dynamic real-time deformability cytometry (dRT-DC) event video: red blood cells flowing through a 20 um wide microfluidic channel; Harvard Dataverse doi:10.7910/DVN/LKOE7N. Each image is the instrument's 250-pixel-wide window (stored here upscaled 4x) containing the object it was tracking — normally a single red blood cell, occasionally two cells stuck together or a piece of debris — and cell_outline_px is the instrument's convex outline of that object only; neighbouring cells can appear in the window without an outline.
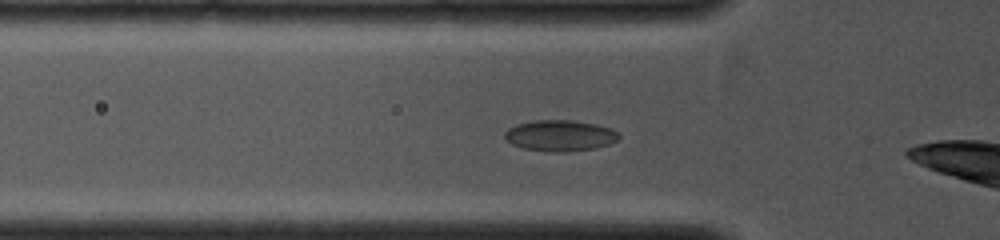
{"species": "common noctule bat (a hibernating species)", "species_latin": "Nyctalus noctula", "temperature_condition": "cold", "stored_images_in_passage": 30, "camera_frame_rate_fps": 4000, "um_per_image_px": 0.085, "animal": {"sex": "female", "body_mass_g": 19.0, "forearm_length_mm": 53.3}, "frame": {"image": 1, "passage_image": 7, "time_ms": 1.5, "image_size_px": [1000, 240], "cell_outline_px": [[620, 136], [616, 140], [608, 144], [592, 148], [564, 152], [552, 152], [524, 148], [512, 144], [504, 140], [504, 132], [508, 128], [516, 124], [532, 120], [572, 120], [596, 124], [612, 128]], "centroid_in_image_um": [47.55, 11.51], "position_along_channel_um": 78.3, "area_um2": 20.63}}
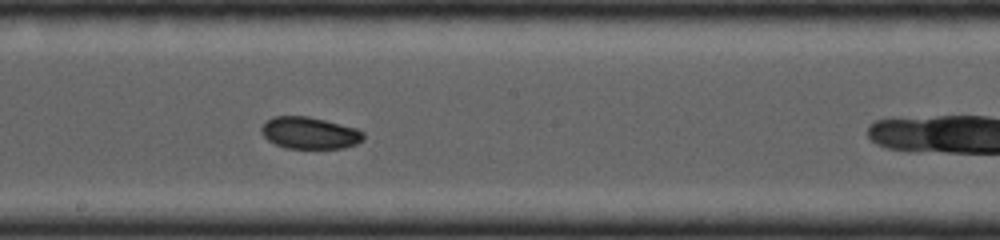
{"frame": {"image": 2, "passage_image": 16, "time_ms": 4.0, "image_size_px": [1000, 240], "cell_outline_px": [[364, 140], [356, 144], [344, 148], [288, 148], [276, 144], [268, 140], [260, 132], [260, 128], [264, 120], [272, 116], [308, 116], [356, 128], [364, 132]], "centroid_in_image_um": [26.29, 11.29], "position_along_channel_um": 221.9, "area_um2": 19.07}}
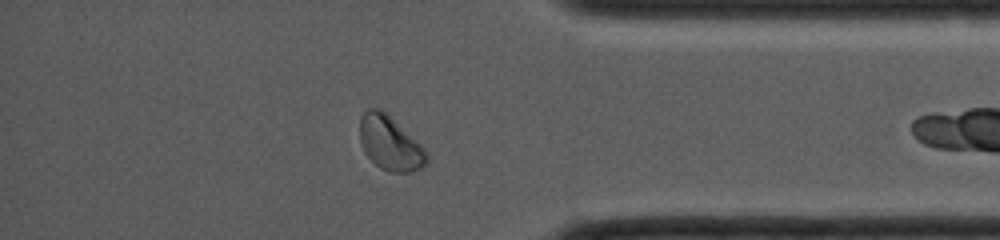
{"frame": {"image": 3, "passage_image": 28, "time_ms": 7.25, "image_size_px": [1000, 240], "cell_outline_px": [[428, 164], [424, 168], [408, 172], [392, 172], [380, 168], [364, 152], [360, 144], [360, 116], [368, 108], [380, 108], [424, 148], [428, 156]], "centroid_in_image_um": [33.14, 12.19], "position_along_channel_um": 402.1, "area_um2": 20.92}}